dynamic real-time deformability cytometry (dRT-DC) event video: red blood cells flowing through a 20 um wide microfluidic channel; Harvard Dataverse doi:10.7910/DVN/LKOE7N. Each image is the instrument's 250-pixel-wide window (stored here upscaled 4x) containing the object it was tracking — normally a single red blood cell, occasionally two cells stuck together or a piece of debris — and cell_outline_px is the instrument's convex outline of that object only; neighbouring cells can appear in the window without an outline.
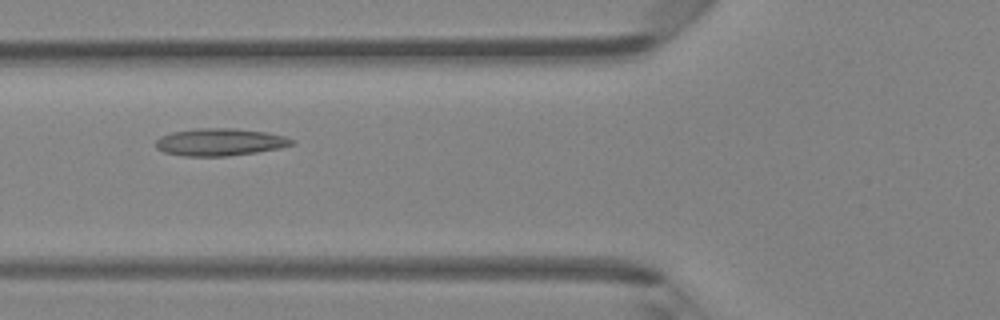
{"species": "Egyptian fruit bat (a non-hibernating species)", "species_latin": "Rousettus aegyptiacus", "temperature_condition": "room temperature", "stored_images_in_passage": 47, "camera_frame_rate_fps": 3000, "um_per_image_px": 0.085, "animal": {"sex": "female"}, "frame": {"image": 1, "passage_image": 18, "time_ms": 5.667, "image_size_px": [1000, 320], "cell_outline_px": [[296, 144], [280, 148], [256, 152], [228, 156], [184, 156], [164, 152], [156, 148], [156, 140], [160, 136], [172, 132], [196, 128], [236, 128], [268, 132], [284, 136], [296, 140]], "centroid_in_image_um": [18.72, 12.07], "position_along_channel_um": 107.1, "area_um2": 21.91}}
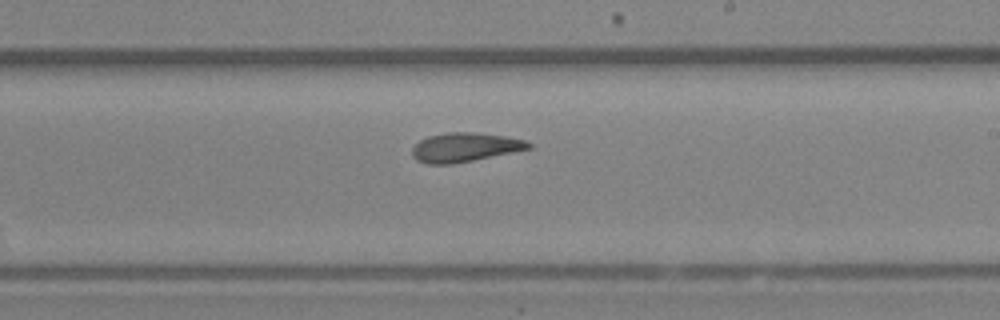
{"frame": {"image": 2, "passage_image": 28, "time_ms": 9.0, "image_size_px": [1000, 320], "cell_outline_px": [[532, 148], [452, 164], [428, 164], [416, 160], [412, 156], [412, 148], [420, 140], [428, 136], [448, 132], [472, 132], [504, 136], [524, 140], [532, 144]], "centroid_in_image_um": [39.48, 12.52], "position_along_channel_um": 249.5, "area_um2": 19.54}}
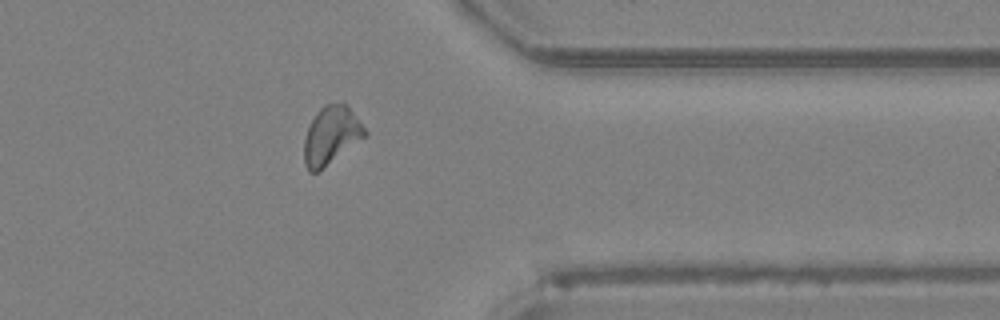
{"frame": {"image": 3, "passage_image": 38, "time_ms": 12.333, "image_size_px": [1000, 320], "cell_outline_px": [[368, 132], [364, 136], [316, 172], [308, 172], [304, 164], [304, 140], [308, 128], [316, 112], [324, 104], [348, 104]], "centroid_in_image_um": [28.12, 11.47], "position_along_channel_um": 383.3, "area_um2": 19.94}, "authors_computed_cell_mechanics": {"area_um2": 19.8832, "velocity_mm_per_s": 4.2966, "shape_relaxation_time_tau1_ms": null, "shape_relaxation_time_tau2_ms": 2.3771, "deformation_change_tau1": null, "deformation_change_tau2": 0.0965}}